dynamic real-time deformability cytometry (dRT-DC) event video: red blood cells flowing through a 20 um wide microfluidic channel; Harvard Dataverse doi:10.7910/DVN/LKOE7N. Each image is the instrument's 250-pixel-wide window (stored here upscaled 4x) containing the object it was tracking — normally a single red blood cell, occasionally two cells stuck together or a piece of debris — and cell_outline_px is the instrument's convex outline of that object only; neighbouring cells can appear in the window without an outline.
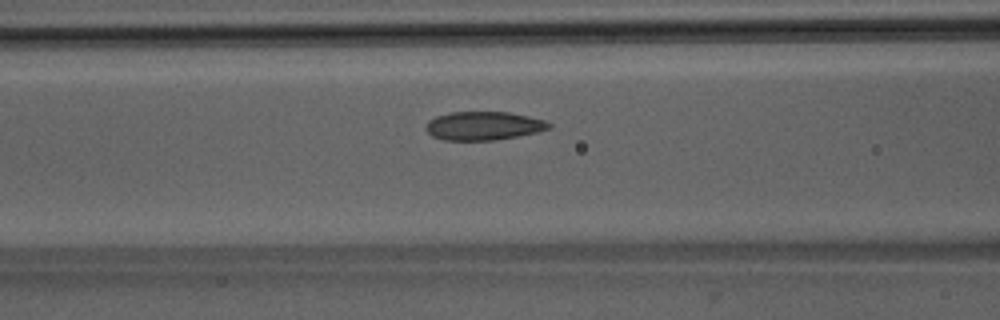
{"species": "Egyptian fruit bat (a non-hibernating species)", "species_latin": "Rousettus aegyptiacus", "temperature_condition": "room temperature", "stored_images_in_passage": 40, "camera_frame_rate_fps": 3000, "um_per_image_px": 0.085, "animal": {"sex": "male"}, "frame": {"image": 1, "passage_image": 16, "time_ms": 5.0, "image_size_px": [1000, 320], "cell_outline_px": [[552, 128], [540, 132], [496, 140], [444, 140], [432, 136], [424, 128], [428, 120], [436, 116], [448, 112], [508, 112], [528, 116], [544, 120], [552, 124]], "centroid_in_image_um": [41.11, 10.69], "position_along_channel_um": 125.5, "area_um2": 20.69}}
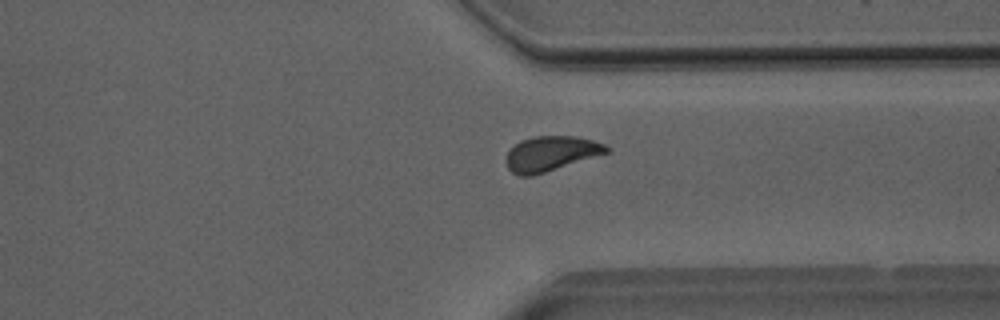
{"frame": {"image": 2, "passage_image": 34, "time_ms": 11.0, "image_size_px": [1000, 320], "cell_outline_px": [[608, 152], [532, 176], [520, 176], [512, 172], [508, 168], [504, 160], [508, 152], [520, 140], [536, 136], [576, 136], [592, 140], [604, 144], [608, 148]], "centroid_in_image_um": [46.77, 13.05], "position_along_channel_um": 364.6, "area_um2": 20.11}}
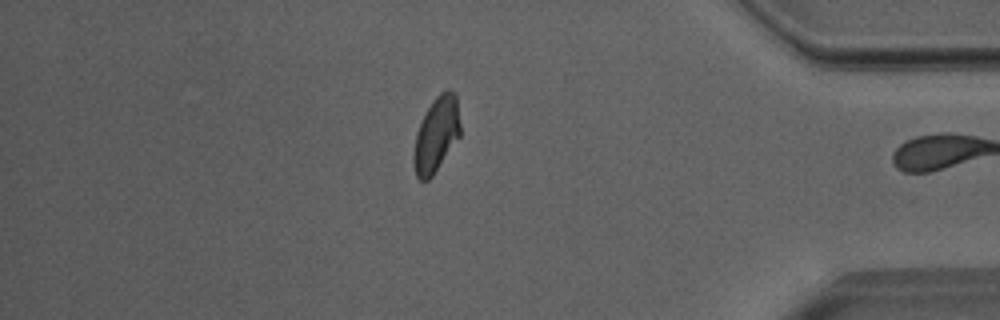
{"frame": {"image": 3, "passage_image": 39, "time_ms": 12.667, "image_size_px": [1000, 320], "cell_outline_px": [[460, 136], [432, 176], [428, 180], [420, 180], [416, 176], [412, 160], [412, 156], [416, 132], [432, 100], [440, 92], [448, 88], [456, 92], [460, 124]], "centroid_in_image_um": [37.08, 11.41], "position_along_channel_um": 398.1, "area_um2": 20.46}, "authors_computed_cell_mechanics": {"area_um2": 20.8947, "velocity_mm_per_s": 3.9883, "shape_relaxation_time_tau1_ms": null, "shape_relaxation_time_tau2_ms": 1.3991, "deformation_change_tau1": null, "deformation_change_tau2": 0.0552}}